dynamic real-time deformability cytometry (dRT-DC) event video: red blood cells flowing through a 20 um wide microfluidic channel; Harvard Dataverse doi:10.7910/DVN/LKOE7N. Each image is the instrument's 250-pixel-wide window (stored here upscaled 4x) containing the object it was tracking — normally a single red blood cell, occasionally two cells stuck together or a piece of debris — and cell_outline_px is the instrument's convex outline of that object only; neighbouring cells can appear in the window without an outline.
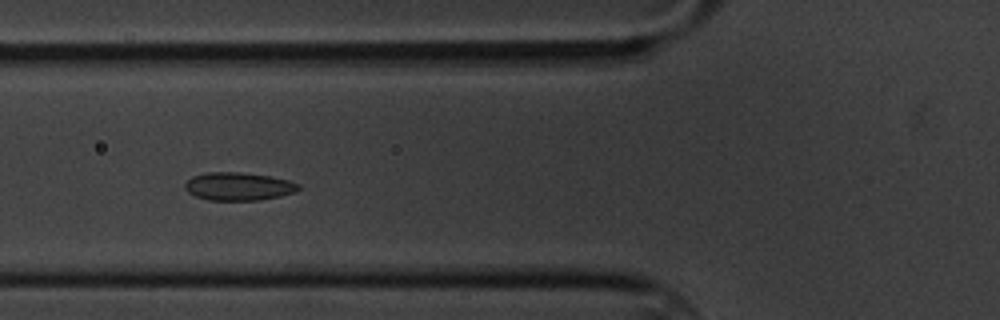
{"species": "common noctule bat (a hibernating species)", "species_latin": "Nyctalus noctula", "temperature_condition": "cold", "stored_images_in_passage": 56, "camera_frame_rate_fps": 3000, "um_per_image_px": 0.085, "animal": {"sex": "male", "body_mass_g": 20.1, "forearm_length_mm": 53.5}, "frame": {"image": 1, "passage_image": 18, "time_ms": 5.667, "image_size_px": [1000, 320], "cell_outline_px": [[300, 188], [296, 192], [280, 196], [260, 200], [208, 200], [196, 196], [188, 192], [184, 188], [184, 184], [192, 176], [208, 172], [244, 172], [268, 176], [288, 180], [300, 184]], "centroid_in_image_um": [20.27, 15.84], "position_along_channel_um": 105.5, "area_um2": 18.61}}
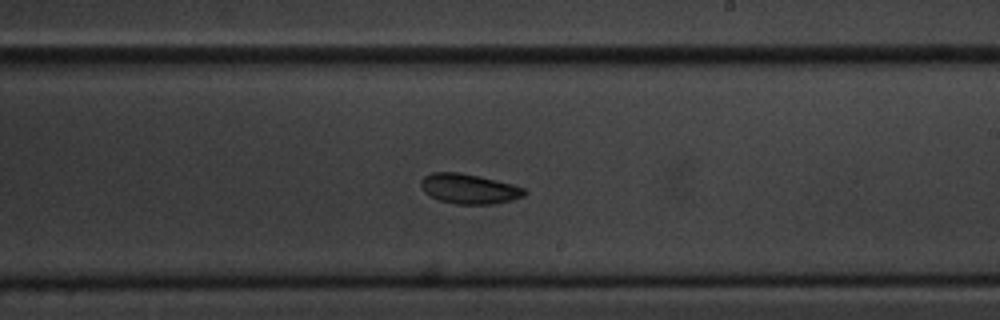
{"frame": {"image": 2, "passage_image": 31, "time_ms": 10.0, "image_size_px": [1000, 320], "cell_outline_px": [[528, 192], [524, 196], [512, 200], [492, 204], [456, 204], [440, 200], [424, 192], [420, 184], [420, 180], [424, 176], [432, 172], [456, 172], [480, 176], [512, 184], [524, 188]], "centroid_in_image_um": [39.88, 16.04], "position_along_channel_um": 249.1, "area_um2": 18.03}}
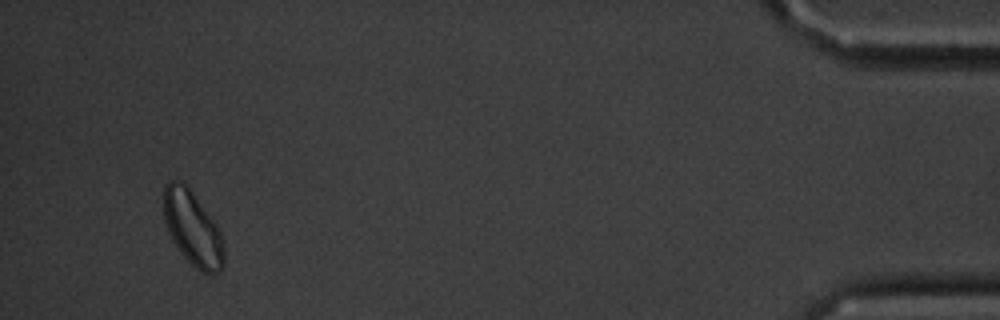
{"frame": {"image": 3, "passage_image": 53, "time_ms": 17.333, "image_size_px": [1000, 320], "cell_outline_px": [[224, 268], [220, 272], [212, 276], [200, 272], [180, 252], [172, 240], [168, 232], [164, 220], [164, 184], [168, 180], [180, 180], [188, 184], [216, 224], [224, 240]], "centroid_in_image_um": [16.39, 19.41], "position_along_channel_um": 418.8, "area_um2": 26.76}}